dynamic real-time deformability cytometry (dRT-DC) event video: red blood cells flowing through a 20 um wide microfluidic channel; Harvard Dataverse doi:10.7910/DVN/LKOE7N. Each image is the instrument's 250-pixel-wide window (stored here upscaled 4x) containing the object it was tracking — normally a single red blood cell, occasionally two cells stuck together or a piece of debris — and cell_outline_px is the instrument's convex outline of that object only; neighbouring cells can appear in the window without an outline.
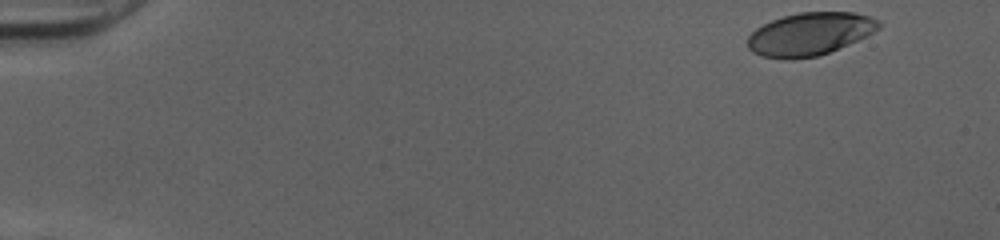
{"species": "human", "species_latin": "Homo sapiens", "temperature_condition": "cold", "stored_images_in_passage": 48, "camera_frame_rate_fps": 3000, "um_per_image_px": 0.085, "donor": {"sex": "female"}, "frame": {"image": 1, "passage_image": 1, "time_ms": 0.0, "image_size_px": [1000, 240], "cell_outline_px": [[880, 28], [848, 44], [828, 52], [816, 56], [792, 60], [760, 56], [752, 52], [748, 48], [748, 36], [756, 28], [772, 20], [784, 16], [800, 12], [852, 12], [868, 16], [880, 20]], "centroid_in_image_um": [68.8, 2.89], "position_along_channel_um": 16.2, "area_um2": 32.48}}
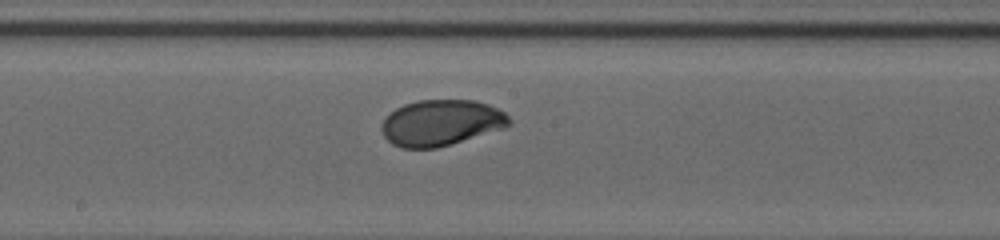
{"frame": {"image": 2, "passage_image": 26, "time_ms": 8.333, "image_size_px": [1000, 240], "cell_outline_px": [[512, 124], [504, 128], [452, 144], [436, 148], [400, 148], [392, 144], [384, 136], [380, 128], [384, 116], [396, 108], [404, 104], [420, 100], [476, 100], [488, 104], [504, 112], [512, 120]], "centroid_in_image_um": [37.48, 10.44], "position_along_channel_um": 210.7, "area_um2": 34.45}}
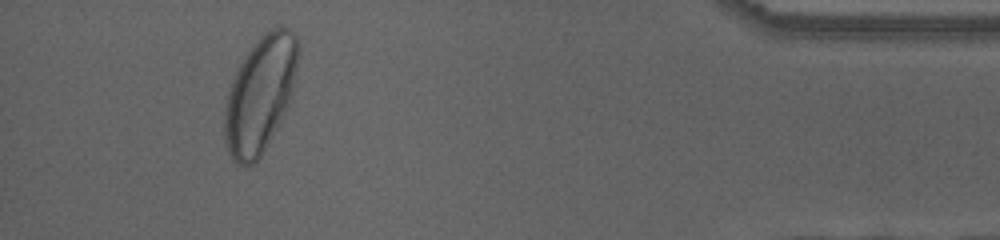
{"frame": {"image": 3, "passage_image": 45, "time_ms": 14.667, "image_size_px": [1000, 240], "cell_outline_px": [[300, 56], [292, 92], [288, 108], [264, 152], [252, 164], [240, 164], [232, 160], [228, 152], [224, 140], [224, 112], [228, 92], [232, 80], [244, 56], [252, 44], [264, 32], [272, 28], [288, 28], [296, 36], [300, 44]], "centroid_in_image_um": [22.14, 8.01], "position_along_channel_um": 413.1, "area_um2": 50.23}, "authors_computed_cell_mechanics": {"area_um2": 34.5066, "velocity_mm_per_s": 4.0042, "shape_relaxation_time_tau1_ms": 2.5976, "shape_relaxation_time_tau2_ms": null, "deformation_change_tau1": 0.1277, "deformation_change_tau2": null}}